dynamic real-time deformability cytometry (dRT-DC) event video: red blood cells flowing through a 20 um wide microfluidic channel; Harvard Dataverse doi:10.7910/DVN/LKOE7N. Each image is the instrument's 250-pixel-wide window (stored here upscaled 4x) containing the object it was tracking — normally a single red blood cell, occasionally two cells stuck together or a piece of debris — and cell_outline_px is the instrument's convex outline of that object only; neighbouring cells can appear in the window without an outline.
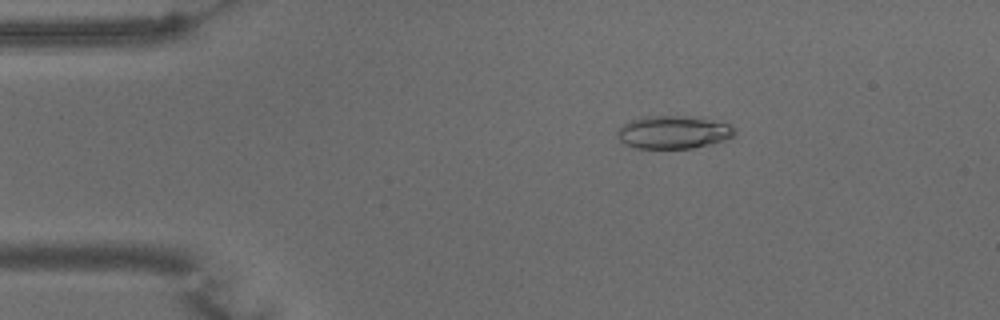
{"species": "common noctule bat (a hibernating species)", "species_latin": "Nyctalus noctula", "temperature_condition": "warm", "stored_images_in_passage": 54, "camera_frame_rate_fps": 3000, "um_per_image_px": 0.085, "animal": {"sex": "male", "body_mass_g": 15.6}, "frame": {"image": 1, "passage_image": 9, "time_ms": 2.667, "image_size_px": [1000, 320], "cell_outline_px": [[736, 132], [732, 136], [724, 140], [712, 144], [692, 148], [636, 148], [624, 144], [620, 140], [616, 132], [628, 120], [640, 116], [700, 116], [728, 124], [736, 128]], "centroid_in_image_um": [57.24, 11.22], "position_along_channel_um": 27.8, "area_um2": 22.83}}
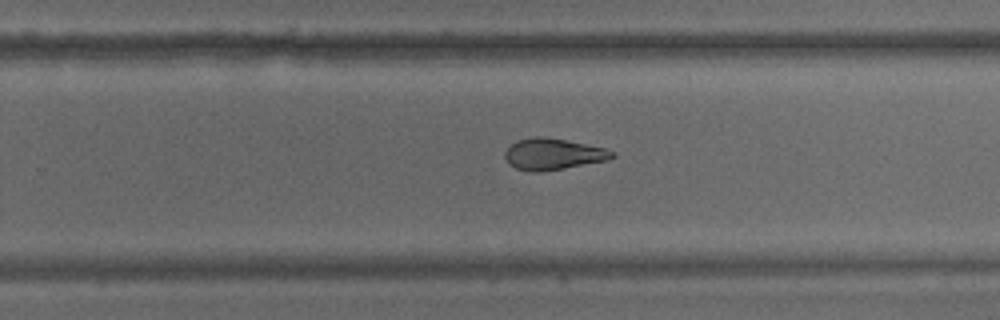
{"frame": {"image": 2, "passage_image": 34, "time_ms": 11.0, "image_size_px": [1000, 320], "cell_outline_px": [[616, 156], [608, 160], [564, 168], [540, 172], [532, 172], [516, 168], [508, 164], [504, 156], [504, 152], [516, 140], [536, 136], [544, 136], [604, 148], [616, 152]], "centroid_in_image_um": [46.99, 13.1], "position_along_channel_um": 282.8, "area_um2": 19.54}}
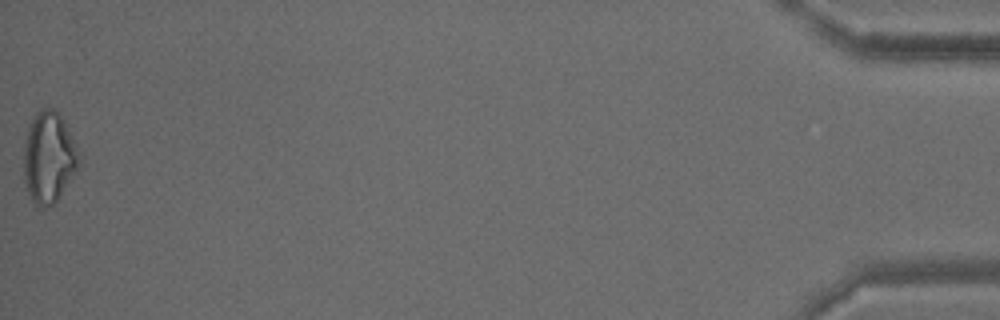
{"frame": {"image": 3, "passage_image": 54, "time_ms": 17.667, "image_size_px": [1000, 320], "cell_outline_px": [[80, 160], [76, 168], [60, 196], [52, 204], [44, 208], [36, 208], [28, 192], [24, 180], [24, 140], [28, 124], [36, 112], [40, 108], [52, 108], [60, 112], [64, 120], [80, 156]], "centroid_in_image_um": [4.11, 13.35], "position_along_channel_um": 431.1, "area_um2": 29.36}, "authors_computed_cell_mechanics": {"area_um2": 21.964, "velocity_mm_per_s": 3.7201, "shape_relaxation_time_tau1_ms": null, "shape_relaxation_time_tau2_ms": 3.7549, "deformation_change_tau1": null, "deformation_change_tau2": 0.1188}}